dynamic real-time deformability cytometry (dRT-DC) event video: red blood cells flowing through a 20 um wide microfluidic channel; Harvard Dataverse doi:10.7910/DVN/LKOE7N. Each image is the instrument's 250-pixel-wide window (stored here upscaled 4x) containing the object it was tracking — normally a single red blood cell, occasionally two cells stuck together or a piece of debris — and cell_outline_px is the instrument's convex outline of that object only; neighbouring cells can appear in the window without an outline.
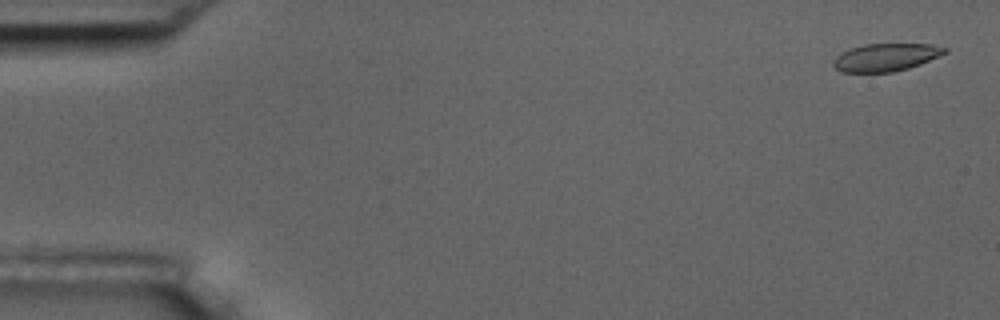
{"species": "common noctule bat (a hibernating species)", "species_latin": "Nyctalus noctula", "temperature_condition": "room temperature", "stored_images_in_passage": 56, "camera_frame_rate_fps": 3000, "um_per_image_px": 0.085, "animal": {"sex": "male", "body_mass_g": 17.5, "forearm_length_mm": 52.3}, "frame": {"image": 1, "passage_image": 2, "time_ms": 0.333, "image_size_px": [1000, 320], "cell_outline_px": [[948, 52], [920, 64], [908, 68], [892, 72], [840, 72], [832, 64], [836, 56], [852, 48], [864, 44], [932, 44], [948, 48]], "centroid_in_image_um": [75.32, 4.87], "position_along_channel_um": 9.7, "area_um2": 17.86}}
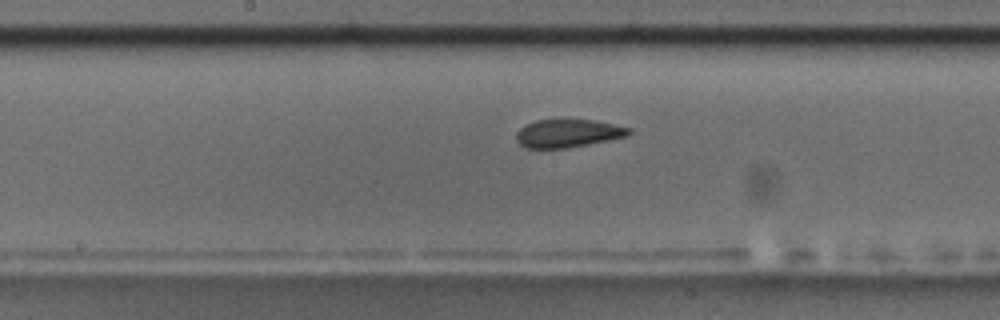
{"frame": {"image": 2, "passage_image": 29, "time_ms": 9.333, "image_size_px": [1000, 320], "cell_outline_px": [[632, 132], [628, 136], [568, 148], [524, 148], [516, 140], [516, 132], [520, 128], [536, 120], [596, 120], [632, 128]], "centroid_in_image_um": [48.29, 11.34], "position_along_channel_um": 199.9, "area_um2": 18.44}}
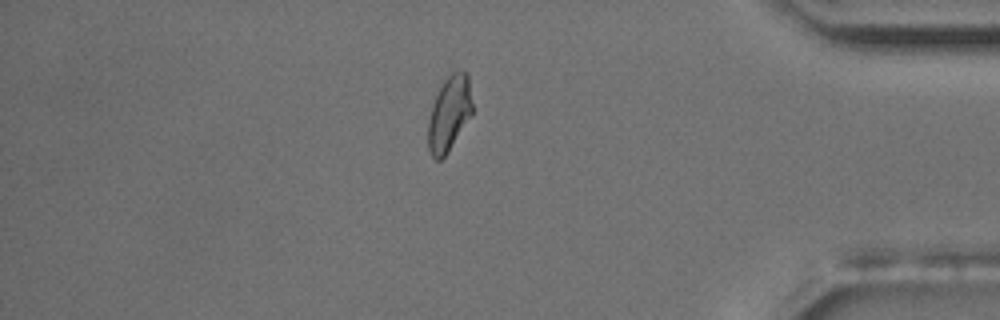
{"frame": {"image": 3, "passage_image": 48, "time_ms": 15.667, "image_size_px": [1000, 320], "cell_outline_px": [[472, 112], [448, 152], [440, 160], [436, 160], [432, 156], [428, 148], [428, 120], [432, 104], [448, 68], [460, 68], [468, 72], [472, 104]], "centroid_in_image_um": [38.18, 9.52], "position_along_channel_um": 397.0, "area_um2": 19.83}, "authors_computed_cell_mechanics": {"area_um2": 19.363, "velocity_mm_per_s": 3.6078, "shape_relaxation_time_tau1_ms": null, "shape_relaxation_time_tau2_ms": 2.3559, "deformation_change_tau1": null, "deformation_change_tau2": 0.0601}}